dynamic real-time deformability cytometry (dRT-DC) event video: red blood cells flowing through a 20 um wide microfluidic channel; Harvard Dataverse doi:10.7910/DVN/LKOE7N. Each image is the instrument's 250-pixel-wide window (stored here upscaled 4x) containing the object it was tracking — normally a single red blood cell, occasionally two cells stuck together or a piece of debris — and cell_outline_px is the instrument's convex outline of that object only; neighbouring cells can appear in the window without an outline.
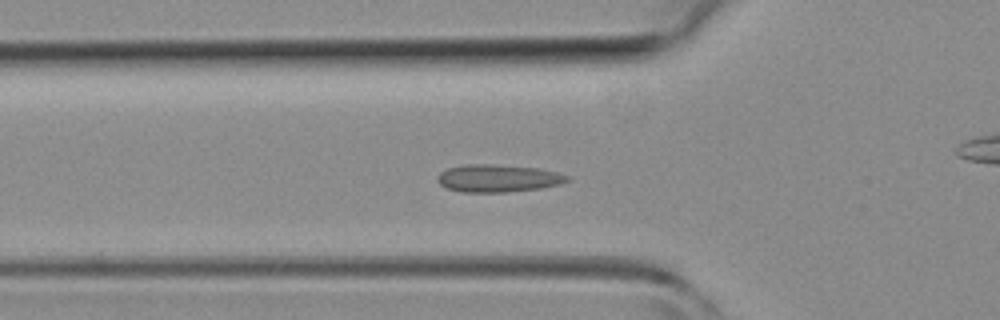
{"species": "common noctule bat (a hibernating species)", "species_latin": "Nyctalus noctula", "temperature_condition": "room temperature", "stored_images_in_passage": 44, "camera_frame_rate_fps": 3000, "um_per_image_px": 0.085, "animal": {"sex": "female", "body_mass_g": 19.3, "forearm_length_mm": 54.1}, "frame": {"image": 1, "passage_image": 15, "time_ms": 4.667, "image_size_px": [1000, 320], "cell_outline_px": [[572, 180], [560, 184], [540, 188], [508, 192], [460, 192], [448, 188], [440, 184], [436, 180], [436, 176], [440, 172], [448, 168], [468, 164], [492, 164], [540, 168], [556, 172], [568, 176]], "centroid_in_image_um": [42.33, 15.15], "position_along_channel_um": 83.5, "area_um2": 20.92}}
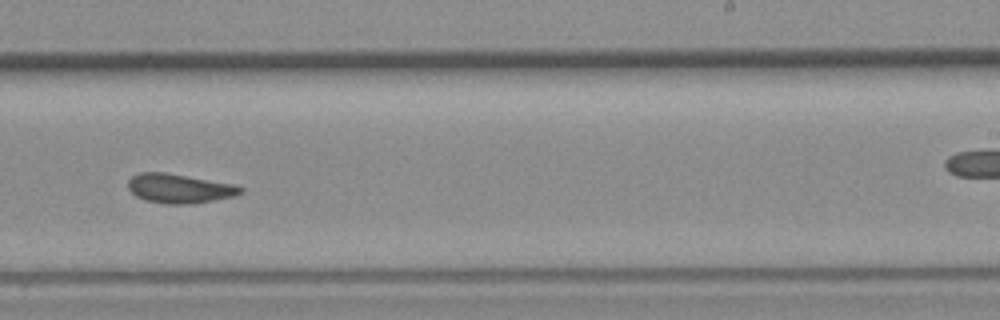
{"frame": {"image": 2, "passage_image": 27, "time_ms": 8.667, "image_size_px": [1000, 320], "cell_outline_px": [[244, 192], [232, 196], [212, 200], [188, 204], [164, 204], [144, 200], [136, 196], [128, 188], [128, 180], [132, 176], [140, 172], [164, 172], [236, 184], [244, 188]], "centroid_in_image_um": [15.24, 16.01], "position_along_channel_um": 273.8, "area_um2": 19.19}}
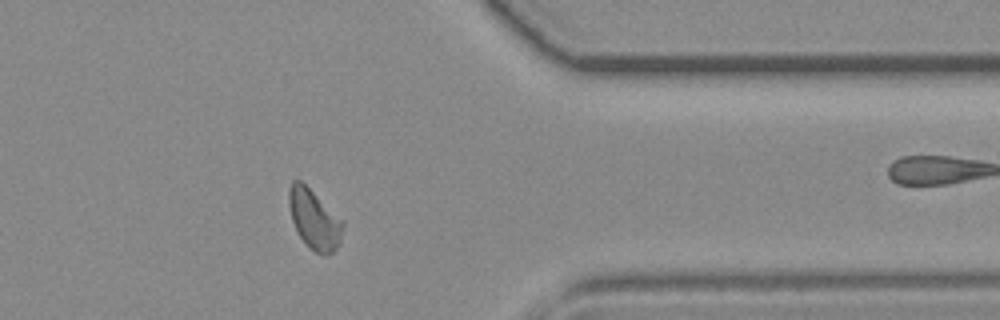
{"frame": {"image": 3, "passage_image": 35, "time_ms": 11.333, "image_size_px": [1000, 320], "cell_outline_px": [[344, 224], [340, 244], [332, 252], [324, 256], [316, 252], [300, 236], [292, 220], [288, 204], [288, 188], [292, 180], [300, 180], [344, 220]], "centroid_in_image_um": [26.72, 18.62], "position_along_channel_um": 384.7, "area_um2": 18.67}}